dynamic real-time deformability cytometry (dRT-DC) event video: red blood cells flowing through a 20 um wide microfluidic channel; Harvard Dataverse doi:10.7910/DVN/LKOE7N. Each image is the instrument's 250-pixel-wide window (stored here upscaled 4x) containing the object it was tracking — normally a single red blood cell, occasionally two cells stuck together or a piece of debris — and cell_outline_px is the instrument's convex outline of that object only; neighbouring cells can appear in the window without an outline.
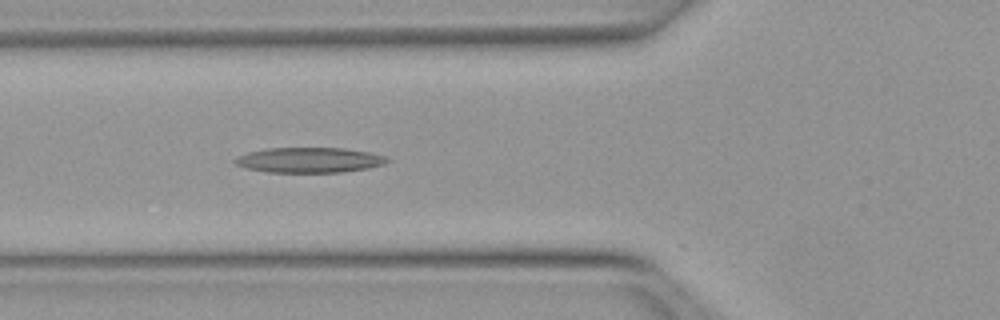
{"species": "Egyptian fruit bat (a non-hibernating species)", "species_latin": "Rousettus aegyptiacus", "temperature_condition": "warm", "stored_images_in_passage": 53, "camera_frame_rate_fps": 3000, "um_per_image_px": 0.085, "animal": {"sex": "female"}, "frame": {"image": 1, "passage_image": 19, "time_ms": 6.0, "image_size_px": [1000, 320], "cell_outline_px": [[392, 160], [384, 164], [368, 168], [344, 172], [268, 172], [244, 168], [236, 164], [232, 160], [236, 156], [248, 152], [264, 148], [344, 148], [368, 152], [388, 156]], "centroid_in_image_um": [26.29, 13.6], "position_along_channel_um": 99.5, "area_um2": 22.6}}
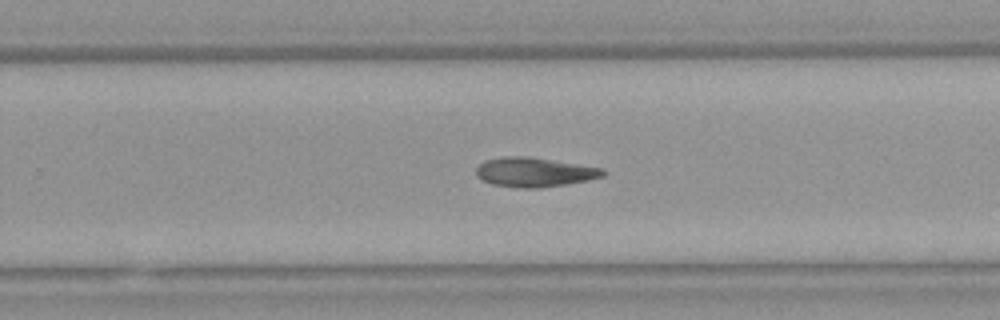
{"frame": {"image": 2, "passage_image": 33, "time_ms": 10.667, "image_size_px": [1000, 320], "cell_outline_px": [[604, 176], [588, 180], [540, 188], [516, 188], [492, 184], [476, 176], [476, 168], [484, 160], [504, 156], [528, 156], [604, 168]], "centroid_in_image_um": [45.4, 14.63], "position_along_channel_um": 284.4, "area_um2": 21.73}}
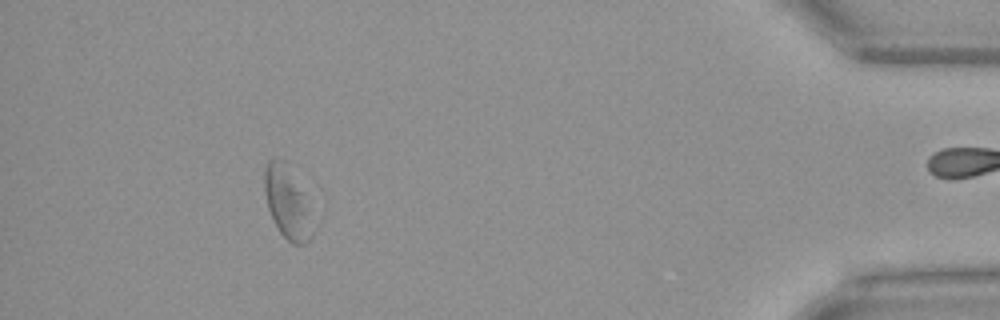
{"frame": {"image": 3, "passage_image": 47, "time_ms": 15.333, "image_size_px": [1000, 320], "cell_outline_px": [[316, 228], [308, 244], [292, 244], [280, 232], [272, 220], [268, 208], [264, 192], [264, 168], [268, 160], [276, 156], [280, 156], [284, 160], [308, 208]], "centroid_in_image_um": [24.39, 17.27], "position_along_channel_um": 410.8, "area_um2": 20.06}, "authors_computed_cell_mechanics": {"area_um2": 21.9062, "velocity_mm_per_s": 3.9684, "shape_relaxation_time_tau1_ms": 10.0767, "shape_relaxation_time_tau2_ms": null, "deformation_change_tau1": 0.2157, "deformation_change_tau2": null}}